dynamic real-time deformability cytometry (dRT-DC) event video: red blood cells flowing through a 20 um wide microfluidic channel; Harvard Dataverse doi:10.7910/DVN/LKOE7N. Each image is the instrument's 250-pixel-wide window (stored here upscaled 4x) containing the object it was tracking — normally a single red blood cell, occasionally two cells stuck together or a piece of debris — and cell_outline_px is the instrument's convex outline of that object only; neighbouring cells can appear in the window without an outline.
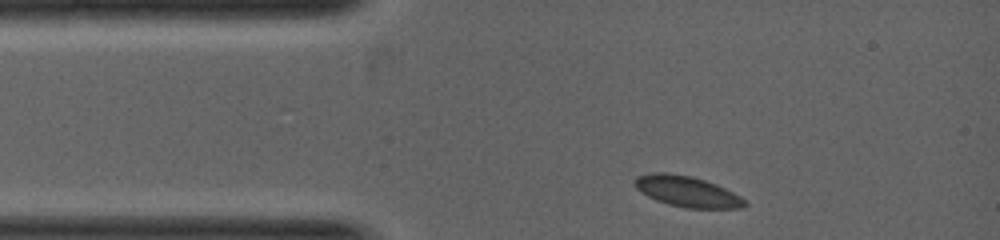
{"species": "common noctule bat (a hibernating species)", "species_latin": "Nyctalus noctula", "temperature_condition": "warm", "stored_images_in_passage": 5, "camera_frame_rate_fps": 5000, "um_per_image_px": 0.085, "animal": {"sex": "female", "body_mass_g": 19.0, "forearm_length_mm": 53.3}, "frame": {"image": 1, "passage_image": 1, "time_ms": 0.0, "image_size_px": [1000, 240], "cell_outline_px": [[748, 204], [740, 208], [688, 208], [668, 204], [656, 200], [640, 192], [636, 188], [636, 176], [652, 172], [664, 172], [692, 176], [716, 184], [740, 196]], "centroid_in_image_um": [58.39, 16.27], "position_along_channel_um": 26.6, "area_um2": 19.54}}
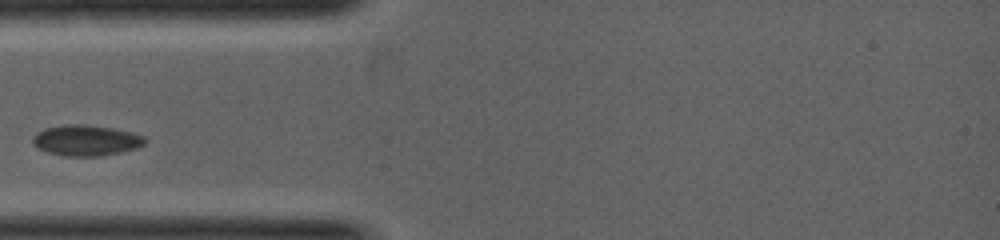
{"frame": {"image": 2, "passage_image": 4, "time_ms": 1.0, "image_size_px": [1000, 240], "cell_outline_px": [[148, 140], [144, 144], [136, 148], [120, 152], [100, 156], [60, 156], [48, 152], [40, 148], [32, 140], [44, 128], [68, 124], [84, 124], [112, 128], [144, 136]], "centroid_in_image_um": [7.35, 11.94], "position_along_channel_um": 77.6, "area_um2": 19.77}}